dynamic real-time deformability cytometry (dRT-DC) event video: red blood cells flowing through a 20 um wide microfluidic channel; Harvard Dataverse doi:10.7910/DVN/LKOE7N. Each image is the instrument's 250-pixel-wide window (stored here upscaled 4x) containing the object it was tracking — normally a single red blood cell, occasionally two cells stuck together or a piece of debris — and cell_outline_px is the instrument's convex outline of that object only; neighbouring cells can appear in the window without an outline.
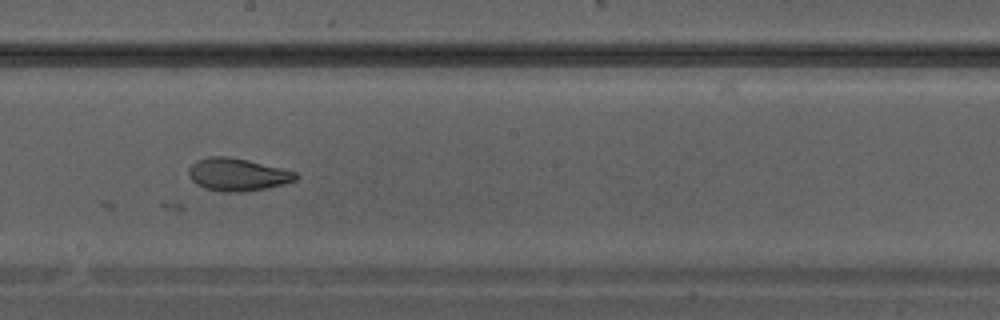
{"species": "Egyptian fruit bat (a non-hibernating species)", "species_latin": "Rousettus aegyptiacus", "temperature_condition": "warm", "stored_images_in_passage": 36, "camera_frame_rate_fps": 3000, "um_per_image_px": 0.085, "animal": {"sex": "male"}, "frame": {"image": 1, "passage_image": 20, "time_ms": 6.333, "image_size_px": [1000, 320], "cell_outline_px": [[300, 176], [296, 180], [284, 184], [264, 188], [240, 192], [224, 192], [204, 188], [196, 184], [188, 176], [188, 168], [196, 160], [208, 156], [228, 156], [248, 160], [296, 172]], "centroid_in_image_um": [20.15, 14.83], "position_along_channel_um": 228.0, "area_um2": 20.4}}